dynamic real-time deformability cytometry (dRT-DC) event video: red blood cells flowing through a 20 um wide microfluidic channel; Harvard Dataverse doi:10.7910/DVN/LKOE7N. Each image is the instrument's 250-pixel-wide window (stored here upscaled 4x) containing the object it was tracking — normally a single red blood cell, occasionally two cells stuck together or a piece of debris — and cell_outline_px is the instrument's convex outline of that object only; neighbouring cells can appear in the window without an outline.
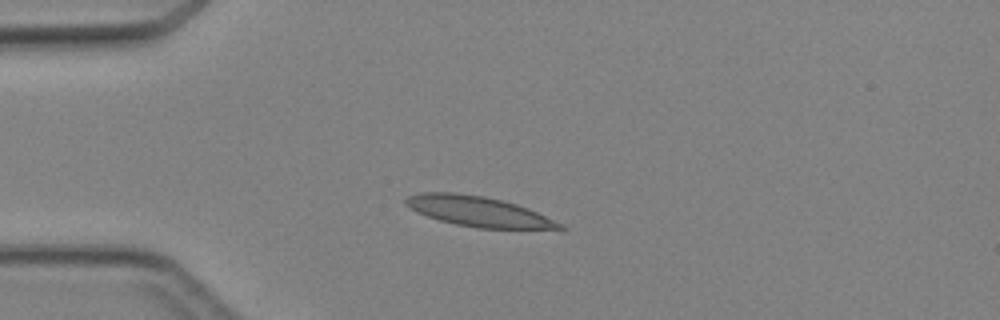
{"species": "Egyptian fruit bat (a non-hibernating species)", "species_latin": "Rousettus aegyptiacus", "temperature_condition": "cold", "stored_images_in_passage": 2, "camera_frame_rate_fps": 3000, "um_per_image_px": 0.085, "animal": {"sex": "female"}, "frame": {"image": 1, "passage_image": 2, "time_ms": 1.0, "image_size_px": [1000, 320], "cell_outline_px": [[568, 228], [564, 232], [476, 228], [456, 224], [440, 220], [416, 212], [404, 204], [404, 200], [408, 196], [420, 192], [452, 192], [484, 196], [504, 200], [528, 208], [564, 224]], "centroid_in_image_um": [40.86, 18.03], "position_along_channel_um": 44.1, "area_um2": 28.21}}